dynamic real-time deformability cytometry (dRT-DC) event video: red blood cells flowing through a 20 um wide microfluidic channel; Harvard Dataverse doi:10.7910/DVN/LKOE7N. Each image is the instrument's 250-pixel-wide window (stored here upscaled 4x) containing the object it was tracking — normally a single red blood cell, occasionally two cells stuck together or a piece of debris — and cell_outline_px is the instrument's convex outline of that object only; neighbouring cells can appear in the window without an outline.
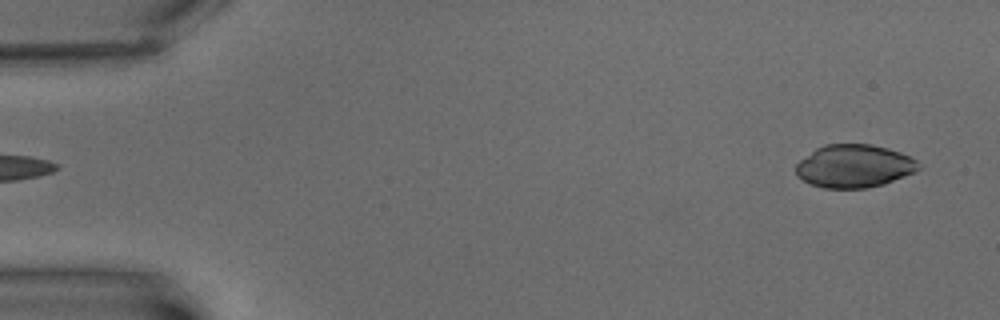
{"species": "common noctule bat (a hibernating species)", "species_latin": "Nyctalus noctula", "temperature_condition": "warm", "stored_images_in_passage": 7, "segment_of_instrument_passage": [2, 2], "camera_frame_rate_fps": 3000, "um_per_image_px": 0.085, "animal": {"sex": "male", "body_mass_g": 15.6}, "frame": {"image": 1, "passage_image": 7, "time_ms": 7.0, "image_size_px": [1000, 320], "cell_outline_px": [[920, 168], [916, 172], [884, 184], [868, 188], [824, 188], [812, 184], [796, 176], [796, 164], [800, 160], [816, 148], [824, 144], [872, 144], [888, 148], [912, 156], [920, 164]], "centroid_in_image_um": [72.64, 14.11], "position_along_channel_um": 12.4, "area_um2": 30.92}}